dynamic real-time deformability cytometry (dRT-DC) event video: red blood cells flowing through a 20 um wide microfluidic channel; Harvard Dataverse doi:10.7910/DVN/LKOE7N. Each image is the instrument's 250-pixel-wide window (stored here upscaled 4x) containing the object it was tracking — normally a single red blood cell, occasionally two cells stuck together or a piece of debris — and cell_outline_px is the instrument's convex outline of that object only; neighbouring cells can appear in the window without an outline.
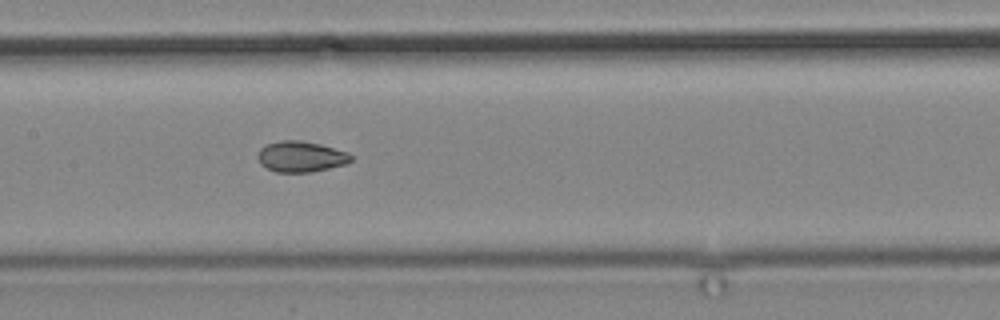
{"species": "common noctule bat (a hibernating species)", "species_latin": "Nyctalus noctula", "temperature_condition": "cold", "stored_images_in_passage": 13, "camera_frame_rate_fps": 3000, "um_per_image_px": 0.085, "animal": {"sex": "male", "body_mass_g": 19.2, "forearm_length_mm": 51.8}, "frame": {"image": 1, "passage_image": 13, "time_ms": 14.667, "image_size_px": [1000, 320], "cell_outline_px": [[352, 160], [348, 164], [308, 172], [276, 172], [260, 164], [256, 156], [260, 148], [264, 144], [280, 140], [300, 140], [320, 144], [348, 152], [352, 156]], "centroid_in_image_um": [25.55, 13.3], "position_along_channel_um": 181.8, "area_um2": 16.88}}